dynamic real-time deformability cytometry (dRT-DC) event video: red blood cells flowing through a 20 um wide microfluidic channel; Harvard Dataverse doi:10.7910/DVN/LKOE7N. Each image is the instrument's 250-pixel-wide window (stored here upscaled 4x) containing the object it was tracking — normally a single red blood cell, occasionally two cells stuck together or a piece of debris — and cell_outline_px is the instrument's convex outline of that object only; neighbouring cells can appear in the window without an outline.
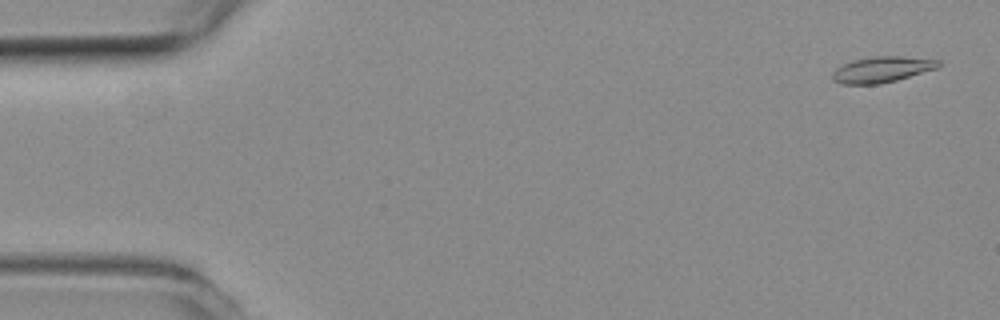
{"species": "common noctule bat (a hibernating species)", "species_latin": "Nyctalus noctula", "temperature_condition": "room temperature", "stored_images_in_passage": 54, "camera_frame_rate_fps": 3000, "um_per_image_px": 0.085, "animal": {"sex": "female", "body_mass_g": 19.3, "forearm_length_mm": 54.1}, "frame": {"image": 1, "passage_image": 2, "time_ms": 0.333, "image_size_px": [1000, 320], "cell_outline_px": [[940, 64], [936, 68], [896, 80], [880, 84], [840, 84], [832, 80], [832, 72], [836, 68], [844, 64], [856, 60], [876, 56], [900, 56], [940, 60]], "centroid_in_image_um": [74.93, 5.91], "position_along_channel_um": 10.1, "area_um2": 15.72}}
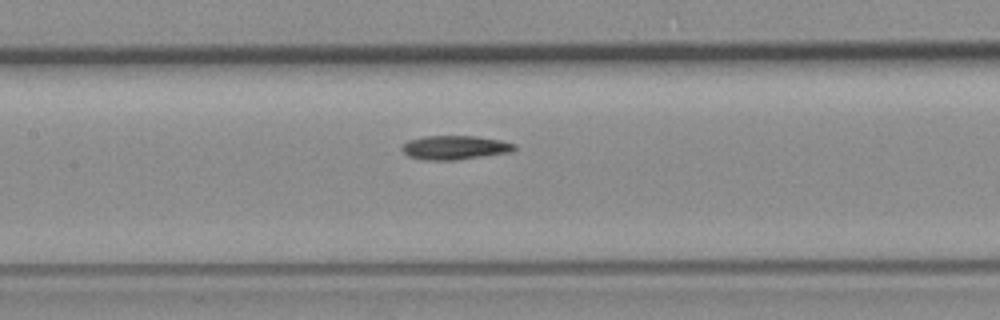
{"frame": {"image": 2, "passage_image": 25, "time_ms": 8.0, "image_size_px": [1000, 320], "cell_outline_px": [[516, 148], [512, 152], [456, 160], [424, 160], [408, 156], [400, 148], [408, 140], [424, 136], [476, 136], [500, 140], [516, 144]], "centroid_in_image_um": [38.66, 12.54], "position_along_channel_um": 168.7, "area_um2": 15.78}}
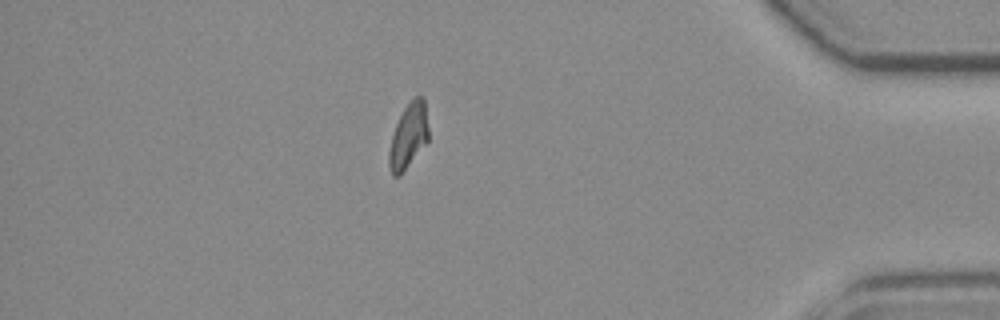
{"frame": {"image": 3, "passage_image": 47, "time_ms": 15.333, "image_size_px": [1000, 320], "cell_outline_px": [[428, 140], [400, 176], [392, 176], [388, 164], [388, 152], [392, 136], [396, 124], [404, 108], [412, 96], [424, 96], [428, 128]], "centroid_in_image_um": [34.71, 11.54], "position_along_channel_um": 400.5, "area_um2": 14.97}, "authors_computed_cell_mechanics": {"area_um2": 15.3459, "velocity_mm_per_s": 3.7572, "shape_relaxation_time_tau1_ms": 7.0174, "shape_relaxation_time_tau2_ms": 3.7703, "deformation_change_tau1": 0.1935, "deformation_change_tau2": 0.0959}}